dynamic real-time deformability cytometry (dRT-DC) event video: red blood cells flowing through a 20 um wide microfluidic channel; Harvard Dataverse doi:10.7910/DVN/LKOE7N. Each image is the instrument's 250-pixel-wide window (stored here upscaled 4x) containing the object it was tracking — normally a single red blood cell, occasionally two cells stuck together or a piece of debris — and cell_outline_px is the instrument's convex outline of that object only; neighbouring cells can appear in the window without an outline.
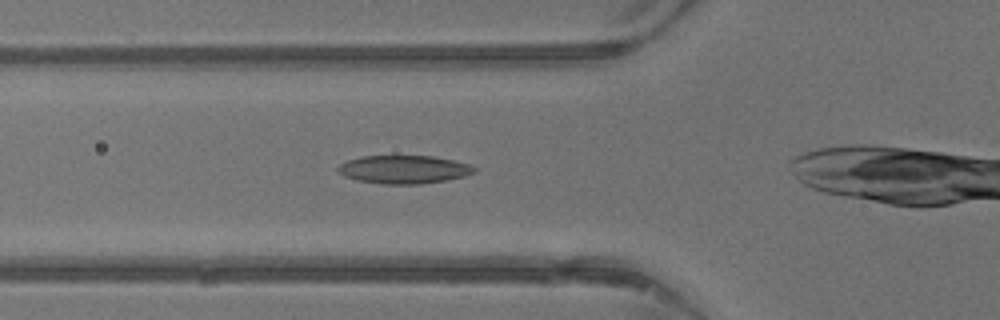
{"species": "common noctule bat (a hibernating species)", "species_latin": "Nyctalus noctula", "temperature_condition": "warm", "stored_images_in_passage": 8, "camera_frame_rate_fps": 3000, "um_per_image_px": 0.085, "animal": {"sex": "male", "body_mass_g": 13.3}, "frame": {"image": 1, "passage_image": 7, "time_ms": 2.0, "image_size_px": [1000, 320], "cell_outline_px": [[476, 172], [464, 176], [444, 180], [420, 184], [380, 184], [356, 180], [344, 176], [336, 172], [336, 168], [340, 164], [348, 160], [360, 156], [432, 156], [452, 160], [468, 164], [476, 168]], "centroid_in_image_um": [34.27, 14.41], "position_along_channel_um": 91.5, "area_um2": 22.43}}